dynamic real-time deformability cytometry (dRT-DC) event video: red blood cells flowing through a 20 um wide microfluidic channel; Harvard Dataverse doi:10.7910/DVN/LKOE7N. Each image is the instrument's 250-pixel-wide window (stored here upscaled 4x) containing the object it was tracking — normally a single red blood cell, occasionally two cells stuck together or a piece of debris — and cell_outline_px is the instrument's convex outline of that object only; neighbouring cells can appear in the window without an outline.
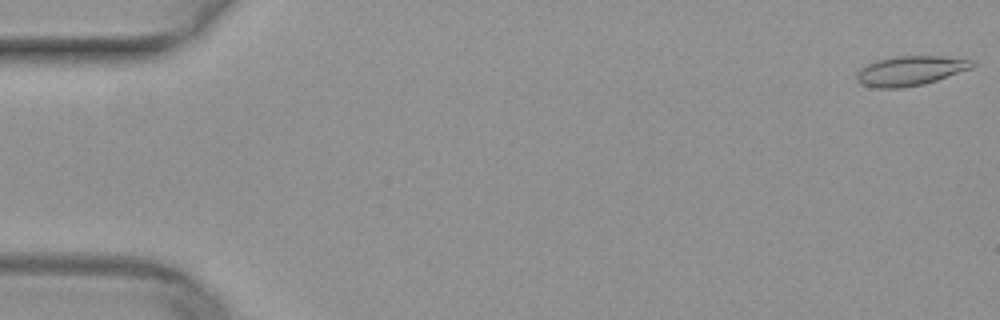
{"species": "common noctule bat (a hibernating species)", "species_latin": "Nyctalus noctula", "temperature_condition": "warm", "stored_images_in_passage": 51, "camera_frame_rate_fps": 3000, "um_per_image_px": 0.085, "animal": {"sex": "female", "body_mass_g": 29.2, "forearm_length_mm": 56.3}, "frame": {"image": 1, "passage_image": 1, "time_ms": 0.0, "image_size_px": [1000, 320], "cell_outline_px": [[976, 64], [972, 68], [924, 84], [904, 88], [880, 88], [860, 84], [856, 80], [856, 72], [860, 68], [876, 60], [892, 56], [940, 56], [972, 60]], "centroid_in_image_um": [77.34, 6.01], "position_along_channel_um": 7.7, "area_um2": 20.0}}
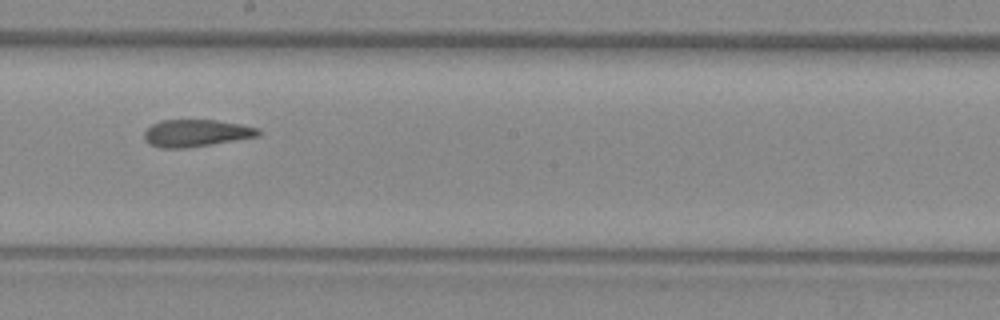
{"frame": {"image": 2, "passage_image": 29, "time_ms": 9.333, "image_size_px": [1000, 320], "cell_outline_px": [[260, 136], [188, 148], [160, 148], [144, 140], [144, 132], [152, 124], [160, 120], [216, 120], [240, 124], [260, 128]], "centroid_in_image_um": [16.68, 11.31], "position_along_channel_um": 231.5, "area_um2": 18.09}}
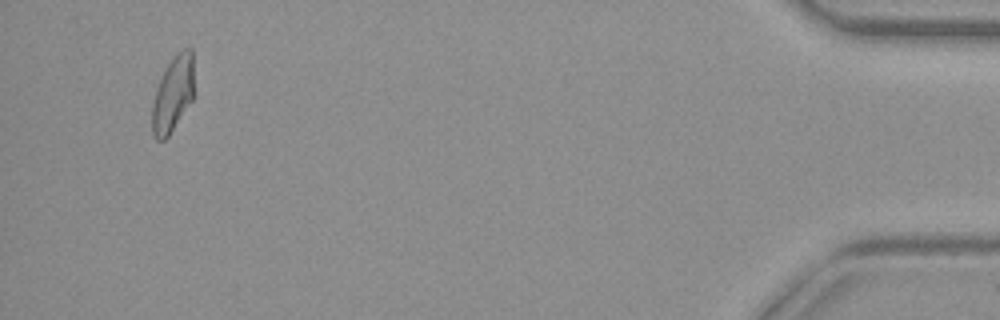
{"frame": {"image": 3, "passage_image": 49, "time_ms": 16.0, "image_size_px": [1000, 320], "cell_outline_px": [[196, 96], [168, 136], [164, 140], [156, 140], [152, 132], [152, 104], [156, 88], [168, 64], [176, 52], [180, 48], [192, 48]], "centroid_in_image_um": [14.75, 7.96], "position_along_channel_um": 420.4, "area_um2": 19.07}}